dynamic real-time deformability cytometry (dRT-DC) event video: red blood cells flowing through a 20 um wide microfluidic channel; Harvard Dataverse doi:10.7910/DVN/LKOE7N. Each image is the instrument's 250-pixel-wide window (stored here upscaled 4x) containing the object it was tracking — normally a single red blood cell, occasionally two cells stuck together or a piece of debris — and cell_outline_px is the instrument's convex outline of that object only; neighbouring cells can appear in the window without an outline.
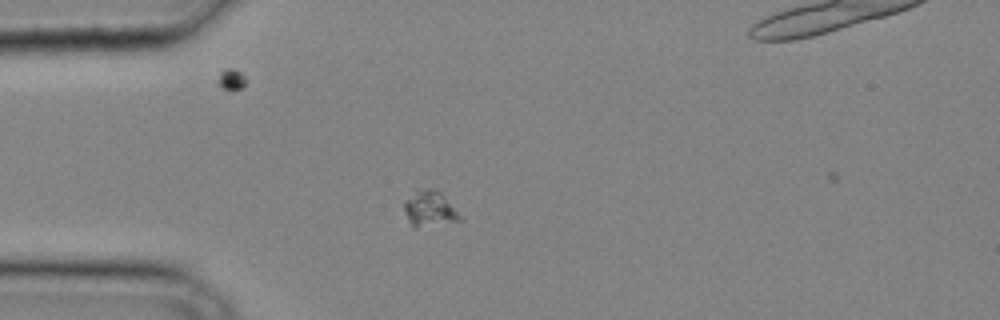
{"species": "common noctule bat (a hibernating species)", "species_latin": "Nyctalus noctula", "temperature_condition": "cold", "stored_images_in_passage": 3, "camera_frame_rate_fps": 3000, "um_per_image_px": 0.085, "animal": {"sex": "male", "body_mass_g": 20.4}, "frame": {"image": 1, "passage_image": 1, "time_ms": 0.0, "image_size_px": [1000, 320], "cell_outline_px": [[464, 220], [416, 228], [412, 228], [408, 220], [404, 208], [404, 200], [416, 188], [432, 188], [440, 192], [444, 196]], "centroid_in_image_um": [36.48, 17.74], "position_along_channel_um": 48.5, "area_um2": 11.73}}